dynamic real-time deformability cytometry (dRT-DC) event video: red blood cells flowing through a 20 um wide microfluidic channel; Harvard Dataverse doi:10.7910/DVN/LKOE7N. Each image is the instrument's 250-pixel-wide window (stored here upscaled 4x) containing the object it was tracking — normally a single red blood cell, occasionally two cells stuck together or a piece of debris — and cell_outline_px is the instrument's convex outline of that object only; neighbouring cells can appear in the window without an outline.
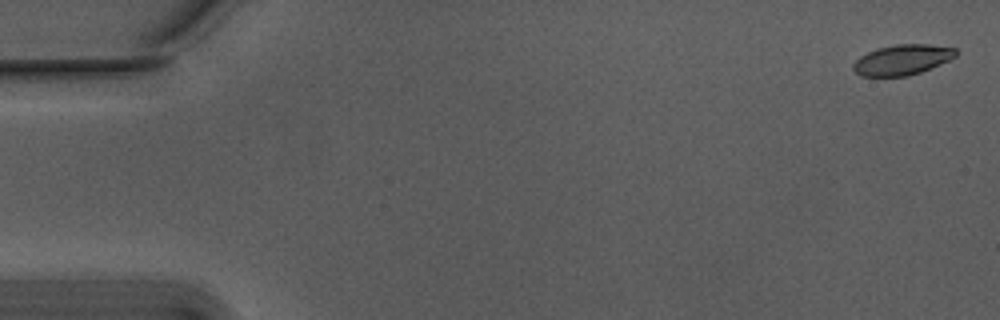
{"species": "Egyptian fruit bat (a non-hibernating species)", "species_latin": "Rousettus aegyptiacus", "temperature_condition": "warm", "stored_images_in_passage": 37, "camera_frame_rate_fps": 3000, "um_per_image_px": 0.085, "animal": {"sex": "male"}, "frame": {"image": 1, "passage_image": 2, "time_ms": 0.333, "image_size_px": [1000, 320], "cell_outline_px": [[956, 56], [948, 60], [920, 72], [908, 76], [860, 76], [852, 68], [852, 64], [860, 56], [876, 48], [896, 44], [928, 44], [956, 48]], "centroid_in_image_um": [76.66, 5.07], "position_along_channel_um": 8.3, "area_um2": 18.03}}
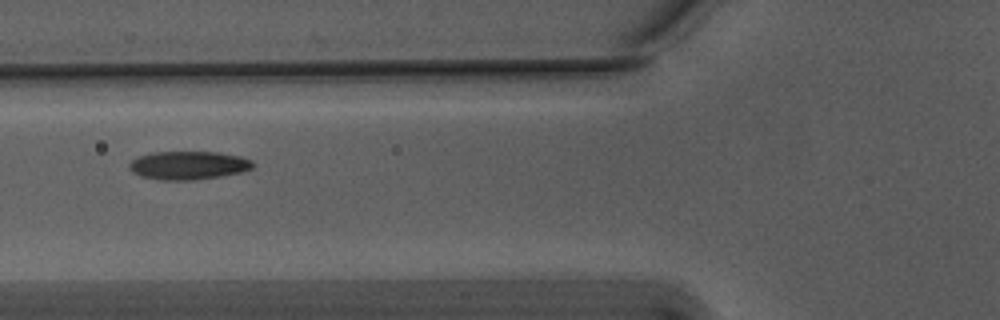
{"frame": {"image": 2, "passage_image": 22, "time_ms": 7.0, "image_size_px": [1000, 320], "cell_outline_px": [[256, 164], [252, 168], [240, 172], [220, 176], [196, 180], [164, 180], [140, 176], [132, 172], [128, 168], [128, 164], [132, 160], [140, 156], [152, 152], [216, 152], [240, 156], [252, 160]], "centroid_in_image_um": [16.01, 14.05], "position_along_channel_um": 109.8, "area_um2": 20.46}}
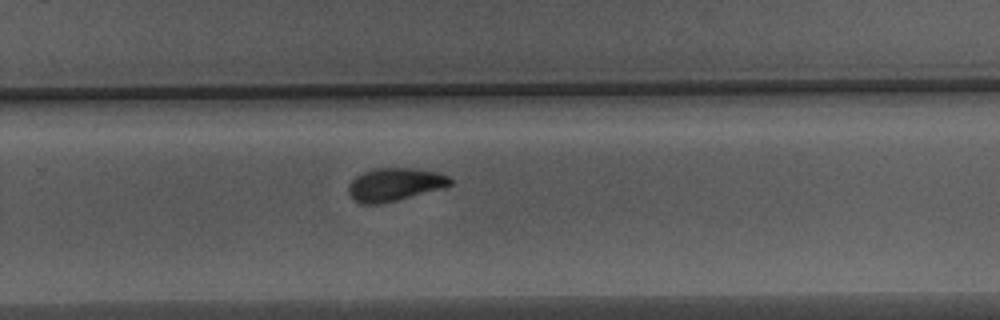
{"frame": {"image": 3, "passage_image": 37, "time_ms": 12.0, "image_size_px": [1000, 320], "cell_outline_px": [[452, 184], [444, 188], [380, 204], [360, 204], [352, 200], [348, 192], [348, 184], [356, 176], [364, 172], [376, 168], [416, 168], [436, 172], [448, 176], [452, 180]], "centroid_in_image_um": [33.53, 15.69], "position_along_channel_um": 296.3, "area_um2": 19.65}}